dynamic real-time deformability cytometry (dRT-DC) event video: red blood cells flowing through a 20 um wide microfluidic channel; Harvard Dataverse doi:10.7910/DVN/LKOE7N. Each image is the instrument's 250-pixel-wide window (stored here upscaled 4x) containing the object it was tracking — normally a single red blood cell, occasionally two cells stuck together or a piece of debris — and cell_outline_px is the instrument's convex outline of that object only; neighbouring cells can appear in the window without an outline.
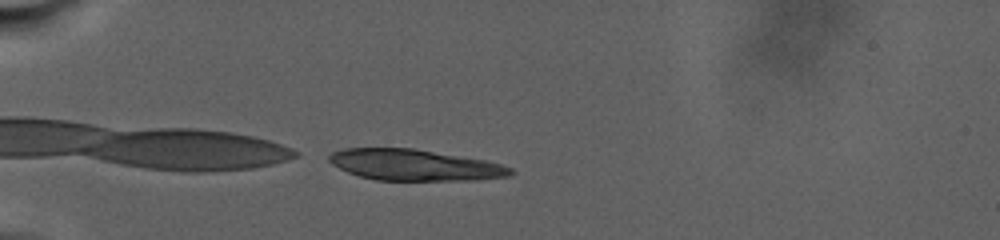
{"species": "human", "species_latin": "Homo sapiens", "temperature_condition": "warm", "stored_images_in_passage": 4, "camera_frame_rate_fps": 3000, "um_per_image_px": 0.085, "donor": {"sex": "male"}, "frame": {"image": 1, "passage_image": 1, "time_ms": 0.0, "image_size_px": [1000, 240], "cell_outline_px": [[516, 172], [512, 176], [476, 180], [376, 180], [360, 176], [348, 172], [332, 164], [328, 160], [328, 156], [332, 152], [344, 148], [412, 148], [484, 160], [500, 164], [512, 168]], "centroid_in_image_um": [35.26, 14.03], "position_along_channel_um": 49.7, "area_um2": 32.83}}
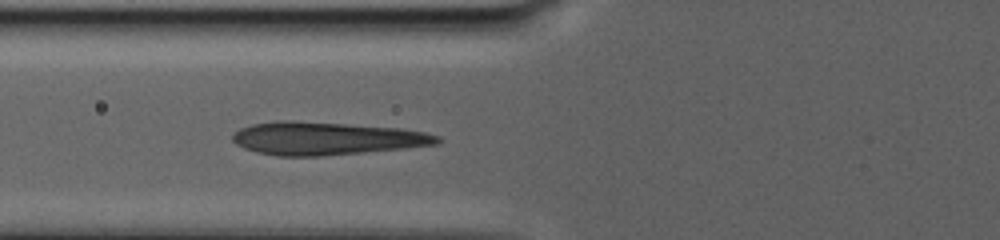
{"frame": {"image": 2, "passage_image": 4, "time_ms": 3.667, "image_size_px": [1000, 240], "cell_outline_px": [[444, 140], [440, 144], [404, 148], [324, 156], [276, 156], [256, 152], [244, 148], [236, 144], [232, 140], [232, 136], [240, 128], [252, 124], [276, 120], [296, 120], [400, 128], [424, 132], [440, 136]], "centroid_in_image_um": [27.74, 11.76], "position_along_channel_um": 98.1, "area_um2": 39.59}}